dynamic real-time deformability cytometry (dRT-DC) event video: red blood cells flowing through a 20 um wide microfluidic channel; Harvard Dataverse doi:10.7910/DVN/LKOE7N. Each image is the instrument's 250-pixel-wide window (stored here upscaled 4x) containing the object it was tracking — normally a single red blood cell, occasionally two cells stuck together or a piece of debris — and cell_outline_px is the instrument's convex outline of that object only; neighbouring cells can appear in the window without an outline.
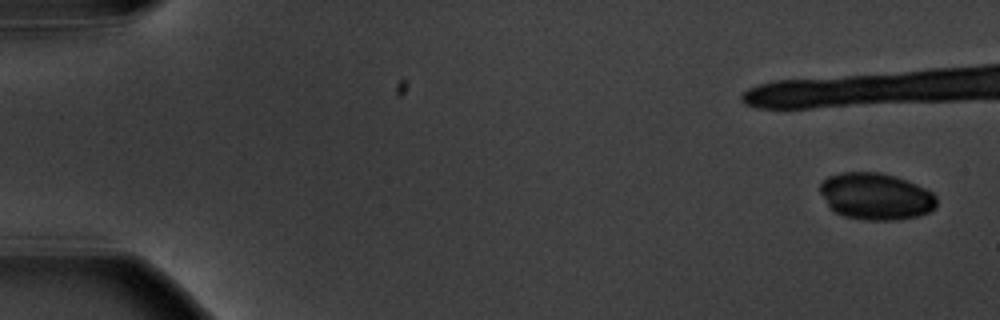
{"species": "common noctule bat (a hibernating species)", "species_latin": "Nyctalus noctula", "temperature_condition": "warm", "stored_images_in_passage": 8, "camera_frame_rate_fps": 3000, "um_per_image_px": 0.085, "animal": {"sex": "male", "body_mass_g": 20.1, "forearm_length_mm": 53.5}, "frame": {"image": 1, "passage_image": 1, "time_ms": 0.0, "image_size_px": [1000, 320], "cell_outline_px": [[936, 208], [932, 212], [916, 216], [896, 220], [864, 220], [844, 216], [828, 208], [820, 192], [820, 184], [828, 176], [840, 172], [880, 172], [916, 184], [932, 192], [936, 196]], "centroid_in_image_um": [74.43, 16.7], "position_along_channel_um": 10.6, "area_um2": 31.91}}